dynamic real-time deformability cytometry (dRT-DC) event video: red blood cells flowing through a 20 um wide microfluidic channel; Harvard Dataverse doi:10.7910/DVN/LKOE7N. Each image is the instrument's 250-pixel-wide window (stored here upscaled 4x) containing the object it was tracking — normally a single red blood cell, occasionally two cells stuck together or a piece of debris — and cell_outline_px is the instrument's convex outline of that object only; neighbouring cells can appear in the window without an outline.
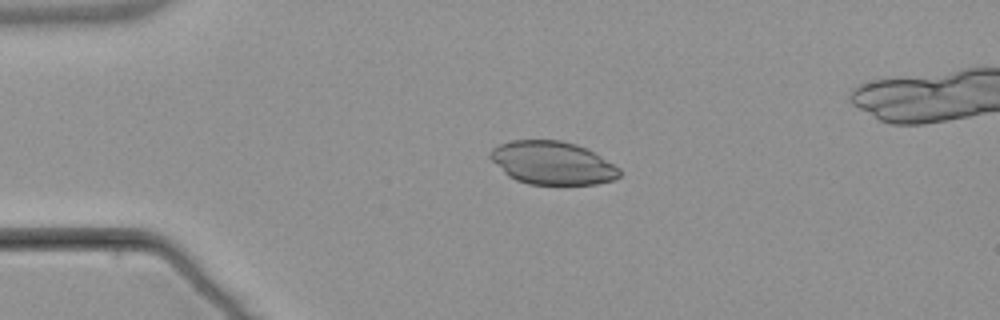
{"species": "common noctule bat (a hibernating species)", "species_latin": "Nyctalus noctula", "temperature_condition": "warm", "stored_images_in_passage": 4, "camera_frame_rate_fps": 3000, "um_per_image_px": 0.085, "animal": {"sex": "male", "body_mass_g": 21.5, "forearm_length_mm": 52.0}, "frame": {"image": 1, "passage_image": 2, "time_ms": 1.333, "image_size_px": [1000, 320], "cell_outline_px": [[620, 176], [612, 180], [596, 184], [528, 184], [516, 180], [508, 176], [488, 156], [488, 152], [492, 148], [500, 144], [512, 140], [560, 140], [576, 144], [588, 148], [620, 168]], "centroid_in_image_um": [46.95, 13.84], "position_along_channel_um": 38.1, "area_um2": 32.54}}